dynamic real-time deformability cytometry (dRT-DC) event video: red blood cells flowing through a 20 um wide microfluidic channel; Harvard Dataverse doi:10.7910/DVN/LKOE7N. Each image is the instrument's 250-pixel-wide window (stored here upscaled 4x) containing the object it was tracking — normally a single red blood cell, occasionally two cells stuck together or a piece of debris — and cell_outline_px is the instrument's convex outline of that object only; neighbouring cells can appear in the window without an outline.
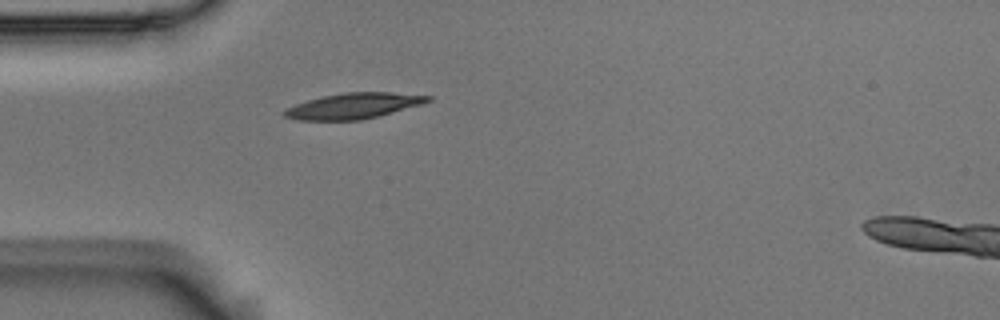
{"species": "Egyptian fruit bat (a non-hibernating species)", "species_latin": "Rousettus aegyptiacus", "temperature_condition": "room temperature", "stored_images_in_passage": 1, "camera_frame_rate_fps": 3000, "um_per_image_px": 0.085, "animal": {"sex": "male"}, "frame": {"image": 1, "passage_image": 1, "time_ms": 0.0, "image_size_px": [1000, 320], "cell_outline_px": [[432, 100], [420, 104], [380, 116], [360, 120], [296, 120], [284, 116], [280, 112], [284, 108], [308, 100], [324, 96], [344, 92], [392, 92], [432, 96]], "centroid_in_image_um": [30.01, 9.0], "position_along_channel_um": 55.0, "area_um2": 21.5}}